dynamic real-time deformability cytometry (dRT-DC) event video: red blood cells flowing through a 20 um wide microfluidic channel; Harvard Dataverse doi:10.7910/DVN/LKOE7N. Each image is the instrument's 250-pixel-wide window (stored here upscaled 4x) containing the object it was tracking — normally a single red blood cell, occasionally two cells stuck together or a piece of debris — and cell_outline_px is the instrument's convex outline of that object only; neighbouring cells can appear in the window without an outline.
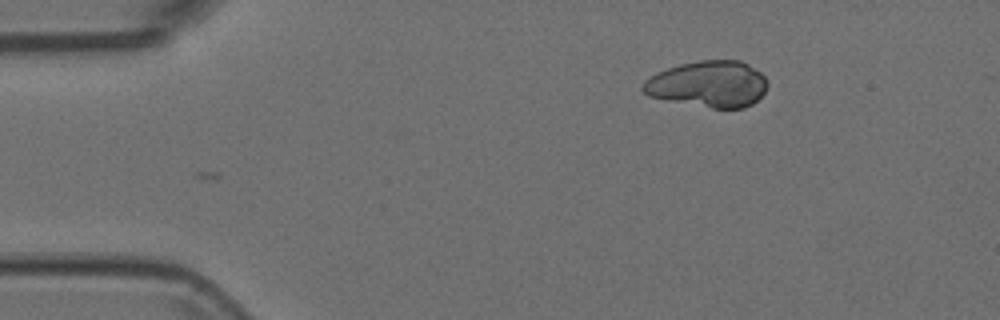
{"species": "Egyptian fruit bat (a non-hibernating species)", "species_latin": "Rousettus aegyptiacus", "temperature_condition": "room temperature", "stored_images_in_passage": 7, "camera_frame_rate_fps": 3000, "um_per_image_px": 0.085, "animal": {"sex": "female"}, "frame": {"image": 1, "passage_image": 7, "time_ms": 2.0, "image_size_px": [1000, 320], "cell_outline_px": [[768, 84], [764, 92], [752, 104], [744, 108], [712, 108], [648, 96], [640, 88], [644, 80], [656, 72], [680, 64], [700, 60], [740, 60], [748, 64], [760, 72], [764, 76]], "centroid_in_image_um": [60.19, 7.14], "position_along_channel_um": 24.8, "area_um2": 33.58}}